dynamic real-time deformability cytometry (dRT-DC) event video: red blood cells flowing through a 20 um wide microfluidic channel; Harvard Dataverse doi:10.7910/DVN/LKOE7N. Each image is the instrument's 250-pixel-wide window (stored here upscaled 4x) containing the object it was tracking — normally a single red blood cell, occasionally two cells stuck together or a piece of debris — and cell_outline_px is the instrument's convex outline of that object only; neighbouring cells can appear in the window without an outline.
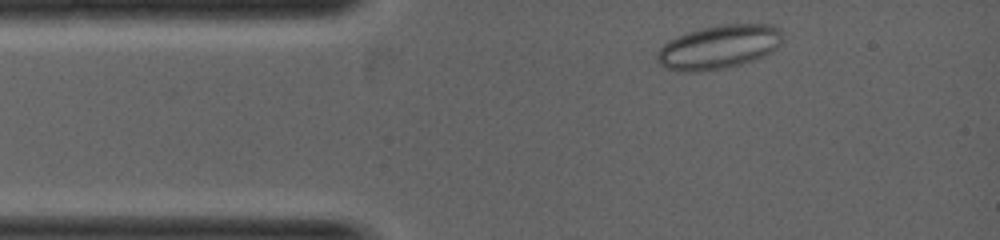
{"species": "common noctule bat (a hibernating species)", "species_latin": "Nyctalus noctula", "temperature_condition": "warm", "stored_images_in_passage": 2, "camera_frame_rate_fps": 5000, "um_per_image_px": 0.085, "animal": {"sex": "female", "body_mass_g": 19.0, "forearm_length_mm": 53.3}, "frame": {"image": 1, "passage_image": 1, "time_ms": 0.0, "image_size_px": [1000, 240], "cell_outline_px": [[780, 44], [772, 52], [752, 60], [740, 64], [724, 68], [696, 72], [680, 72], [664, 68], [656, 60], [656, 52], [668, 40], [688, 32], [700, 28], [724, 24], [772, 24], [780, 28]], "centroid_in_image_um": [61.05, 4.0], "position_along_channel_um": 23.9, "area_um2": 32.02}}